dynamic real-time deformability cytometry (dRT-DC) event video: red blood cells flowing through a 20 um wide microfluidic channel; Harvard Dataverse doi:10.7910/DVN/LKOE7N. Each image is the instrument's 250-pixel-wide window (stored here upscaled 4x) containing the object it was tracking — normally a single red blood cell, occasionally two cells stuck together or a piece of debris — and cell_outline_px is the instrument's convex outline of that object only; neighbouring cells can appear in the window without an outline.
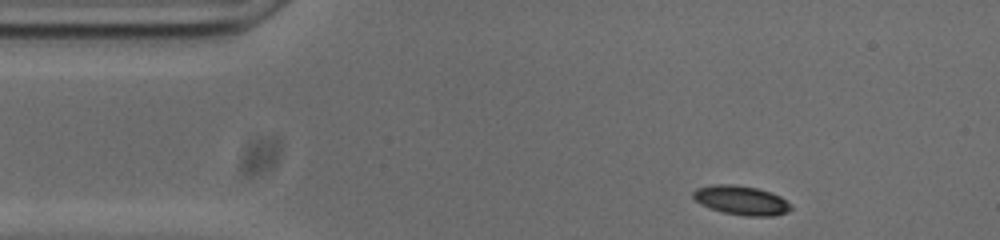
{"species": "common noctule bat (a hibernating species)", "species_latin": "Nyctalus noctula", "temperature_condition": "cold", "stored_images_in_passage": 48, "camera_frame_rate_fps": 3000, "um_per_image_px": 0.085, "animal": {"sex": "male", "body_mass_g": 20.0, "forearm_length_mm": 53.3}, "frame": {"image": 1, "passage_image": 1, "time_ms": 0.0, "image_size_px": [1000, 240], "cell_outline_px": [[792, 208], [788, 212], [772, 216], [744, 216], [724, 212], [700, 204], [692, 196], [692, 192], [696, 188], [712, 184], [732, 184], [756, 188], [780, 196], [792, 204]], "centroid_in_image_um": [63.01, 17.02], "position_along_channel_um": 22.0, "area_um2": 16.59}}
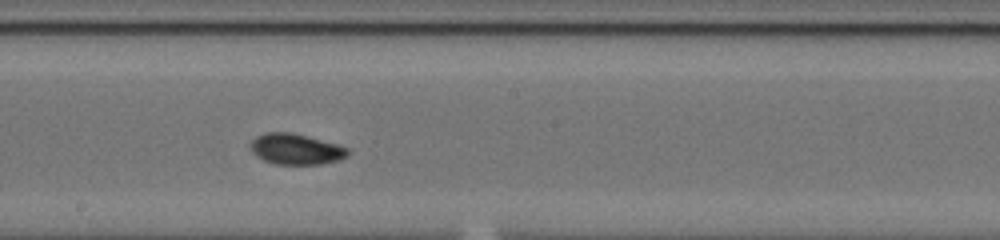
{"frame": {"image": 2, "passage_image": 22, "time_ms": 7.0, "image_size_px": [1000, 240], "cell_outline_px": [[348, 156], [340, 160], [320, 164], [276, 164], [264, 160], [256, 156], [252, 152], [248, 144], [256, 136], [264, 132], [292, 132], [336, 144], [348, 148]], "centroid_in_image_um": [25.11, 12.67], "position_along_channel_um": 223.1, "area_um2": 17.51}}
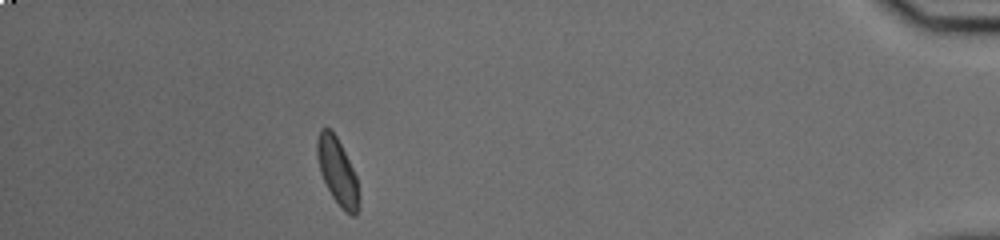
{"frame": {"image": 3, "passage_image": 42, "time_ms": 13.667, "image_size_px": [1000, 240], "cell_outline_px": [[356, 216], [352, 216], [344, 212], [332, 196], [320, 172], [316, 156], [316, 140], [320, 128], [328, 128], [336, 136], [356, 176]], "centroid_in_image_um": [28.61, 14.52], "position_along_channel_um": 406.6, "area_um2": 15.55}, "authors_computed_cell_mechanics": {"area_um2": 16.5886, "velocity_mm_per_s": 3.7275, "shape_relaxation_time_tau1_ms": 5.0546, "shape_relaxation_time_tau2_ms": 3.3535, "deformation_change_tau1": 0.1648, "deformation_change_tau2": 0.0463}}